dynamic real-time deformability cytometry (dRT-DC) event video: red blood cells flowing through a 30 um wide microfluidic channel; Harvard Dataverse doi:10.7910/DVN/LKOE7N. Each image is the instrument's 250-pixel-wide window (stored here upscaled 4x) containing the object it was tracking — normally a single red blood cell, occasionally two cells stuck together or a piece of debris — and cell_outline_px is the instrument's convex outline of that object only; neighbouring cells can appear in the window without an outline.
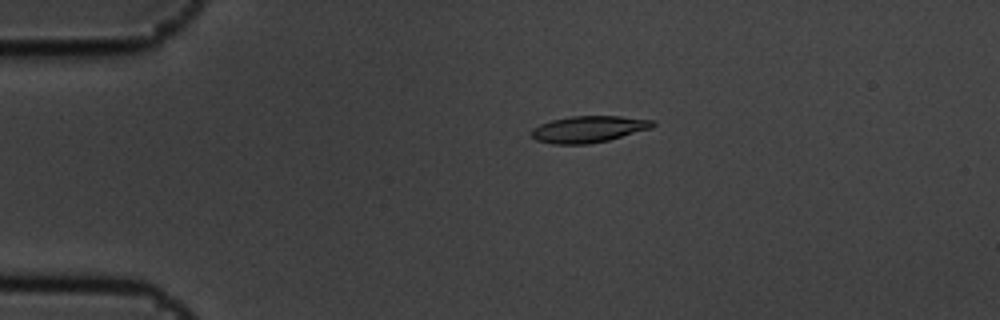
{"species": "common noctule bat (a hibernating species)", "species_latin": "Nyctalus noctula", "temperature_condition": "cold", "stored_images_in_passage": 9, "camera_frame_rate_fps": 3000, "um_per_image_px": 0.085, "animal": {"sex": "male", "body_mass_g": 19.5, "forearm_length_mm": 54.6}, "frame": {"image": 1, "passage_image": 4, "time_ms": 1.0, "image_size_px": [1000, 320], "cell_outline_px": [[656, 124], [652, 128], [608, 140], [588, 144], [552, 144], [536, 140], [532, 136], [532, 128], [540, 124], [552, 120], [572, 116], [620, 116], [656, 120]], "centroid_in_image_um": [50.06, 10.97], "position_along_channel_um": 34.9, "area_um2": 18.79}}
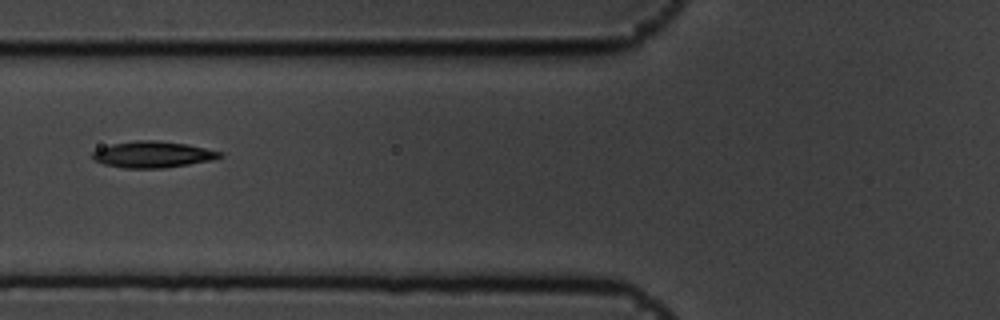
{"frame": {"image": 2, "passage_image": 7, "time_ms": 2.0, "image_size_px": [1000, 320], "cell_outline_px": [[224, 156], [212, 160], [164, 168], [124, 168], [104, 164], [92, 160], [92, 152], [100, 148], [112, 144], [136, 140], [156, 140], [188, 144], [224, 152]], "centroid_in_image_um": [13.0, 13.13], "position_along_channel_um": 112.8, "area_um2": 19.65}}
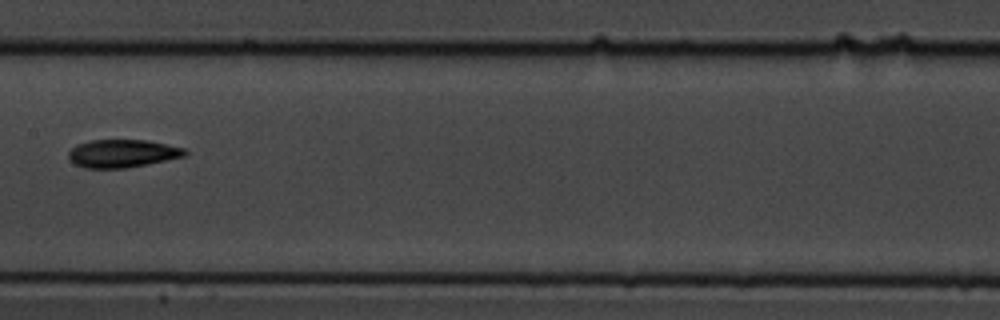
{"frame": {"image": 3, "passage_image": 9, "time_ms": 2.667, "image_size_px": [1000, 320], "cell_outline_px": [[188, 152], [184, 156], [148, 164], [124, 168], [84, 168], [76, 164], [68, 156], [68, 152], [76, 144], [92, 140], [148, 140], [184, 148]], "centroid_in_image_um": [10.4, 13.04], "position_along_channel_um": 197.0, "area_um2": 18.84}}